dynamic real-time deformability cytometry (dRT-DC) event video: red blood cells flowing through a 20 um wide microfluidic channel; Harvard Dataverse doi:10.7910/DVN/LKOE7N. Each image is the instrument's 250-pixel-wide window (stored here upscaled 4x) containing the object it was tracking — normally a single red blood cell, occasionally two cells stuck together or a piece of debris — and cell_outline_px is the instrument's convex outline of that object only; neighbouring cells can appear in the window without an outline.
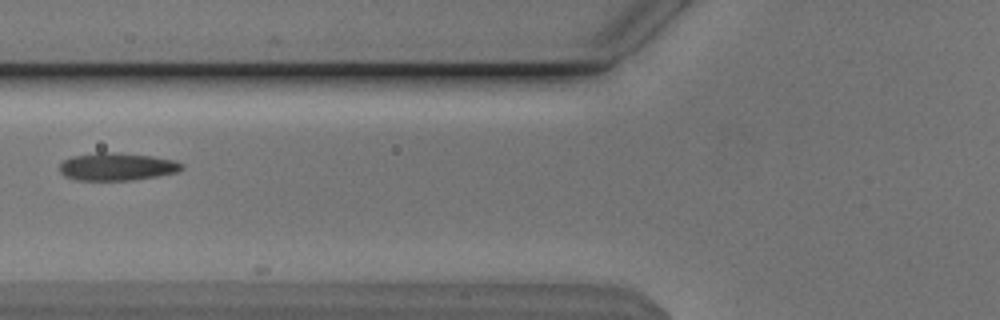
{"species": "Egyptian fruit bat (a non-hibernating species)", "species_latin": "Rousettus aegyptiacus", "temperature_condition": "cold", "stored_images_in_passage": 22, "camera_frame_rate_fps": 3000, "um_per_image_px": 0.085, "animal": {"sex": "male"}, "frame": {"image": 1, "passage_image": 5, "time_ms": 1.333, "image_size_px": [1000, 320], "cell_outline_px": [[184, 168], [176, 172], [156, 176], [132, 180], [72, 180], [64, 176], [60, 172], [60, 164], [64, 160], [72, 156], [96, 152], [116, 152], [152, 156], [176, 160], [184, 164]], "centroid_in_image_um": [9.93, 14.16], "position_along_channel_um": 115.9, "area_um2": 19.88}}
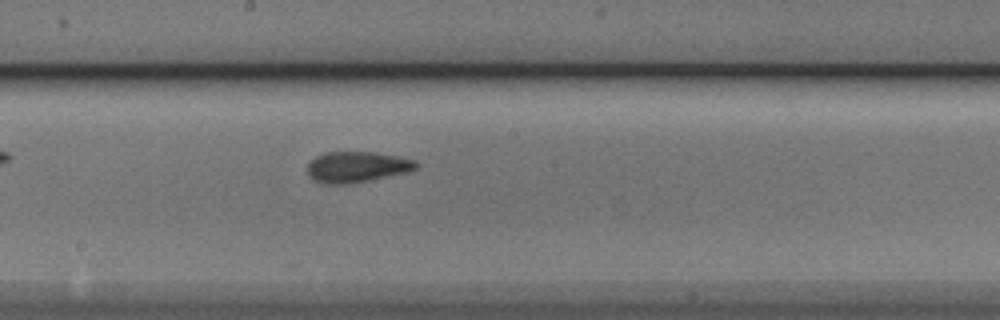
{"frame": {"image": 2, "passage_image": 13, "time_ms": 4.0, "image_size_px": [1000, 320], "cell_outline_px": [[420, 164], [416, 168], [408, 172], [348, 184], [324, 184], [308, 176], [308, 164], [316, 156], [324, 152], [372, 152], [396, 156], [416, 160]], "centroid_in_image_um": [30.34, 14.18], "position_along_channel_um": 217.9, "area_um2": 19.42}}
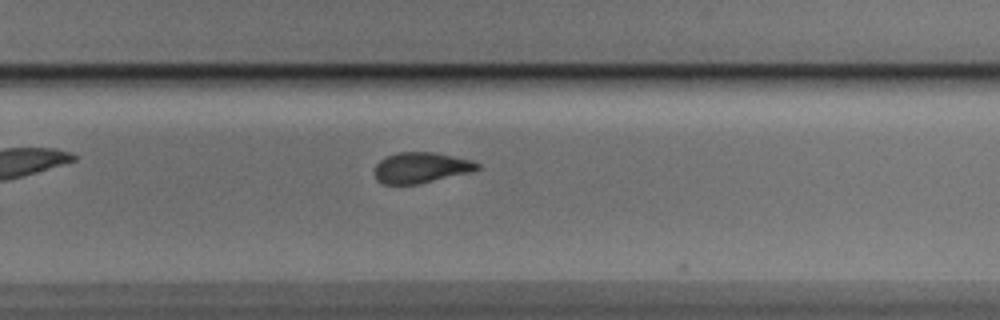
{"frame": {"image": 3, "passage_image": 19, "time_ms": 6.0, "image_size_px": [1000, 320], "cell_outline_px": [[480, 168], [472, 172], [420, 184], [384, 184], [376, 180], [376, 164], [380, 160], [388, 156], [400, 152], [432, 152], [472, 160], [480, 164]], "centroid_in_image_um": [35.82, 14.26], "position_along_channel_um": 294.0, "area_um2": 18.32}}